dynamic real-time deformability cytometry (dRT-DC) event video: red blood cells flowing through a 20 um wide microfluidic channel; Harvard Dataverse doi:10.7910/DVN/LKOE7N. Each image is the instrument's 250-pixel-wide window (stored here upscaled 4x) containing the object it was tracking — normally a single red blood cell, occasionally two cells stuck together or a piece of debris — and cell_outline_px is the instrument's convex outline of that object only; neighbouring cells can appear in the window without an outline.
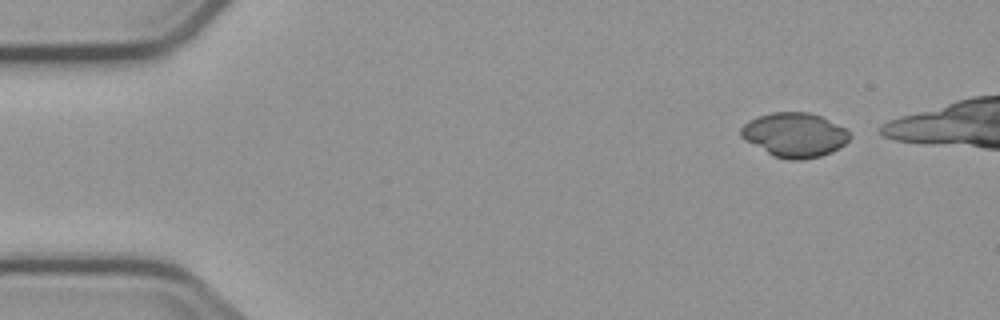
{"species": "common noctule bat (a hibernating species)", "species_latin": "Nyctalus noctula", "temperature_condition": "cold", "stored_images_in_passage": 3, "camera_frame_rate_fps": 3000, "um_per_image_px": 0.085, "animal": {"sex": "male", "body_mass_g": 23.1, "forearm_length_mm": 52.7}, "frame": {"image": 1, "passage_image": 1, "time_ms": 0.0, "image_size_px": [1000, 320], "cell_outline_px": [[852, 136], [844, 144], [832, 152], [820, 156], [804, 160], [788, 160], [772, 156], [744, 140], [740, 136], [740, 128], [748, 120], [756, 116], [772, 112], [808, 112], [820, 116], [844, 128]], "centroid_in_image_um": [67.49, 11.47], "position_along_channel_um": 17.5, "area_um2": 28.26}}